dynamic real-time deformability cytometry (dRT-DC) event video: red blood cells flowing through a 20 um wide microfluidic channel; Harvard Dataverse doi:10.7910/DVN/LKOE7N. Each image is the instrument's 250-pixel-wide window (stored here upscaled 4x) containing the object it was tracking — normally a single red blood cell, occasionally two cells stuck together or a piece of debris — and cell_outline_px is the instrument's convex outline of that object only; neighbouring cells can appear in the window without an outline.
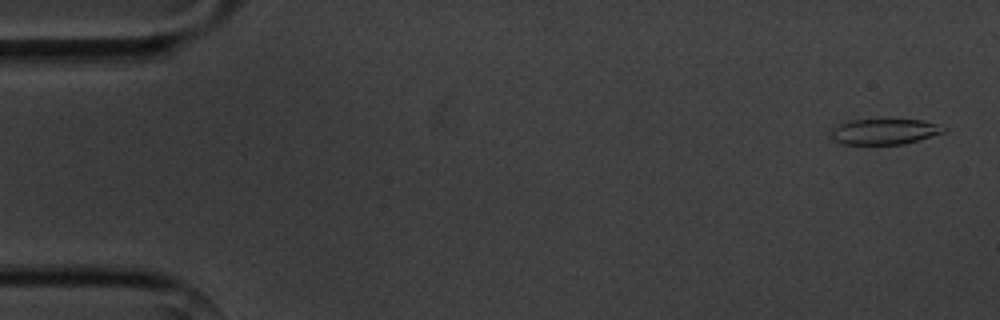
{"species": "common noctule bat (a hibernating species)", "species_latin": "Nyctalus noctula", "temperature_condition": "cold", "stored_images_in_passage": 5, "camera_frame_rate_fps": 3000, "um_per_image_px": 0.085, "animal": {"sex": "male", "body_mass_g": 20.1, "forearm_length_mm": 53.5}, "frame": {"image": 1, "passage_image": 1, "time_ms": 0.0, "image_size_px": [1000, 320], "cell_outline_px": [[948, 128], [944, 132], [916, 140], [900, 144], [840, 144], [828, 132], [832, 128], [848, 120], [920, 120], [936, 124]], "centroid_in_image_um": [75.12, 11.18], "position_along_channel_um": 9.9, "area_um2": 16.53}}